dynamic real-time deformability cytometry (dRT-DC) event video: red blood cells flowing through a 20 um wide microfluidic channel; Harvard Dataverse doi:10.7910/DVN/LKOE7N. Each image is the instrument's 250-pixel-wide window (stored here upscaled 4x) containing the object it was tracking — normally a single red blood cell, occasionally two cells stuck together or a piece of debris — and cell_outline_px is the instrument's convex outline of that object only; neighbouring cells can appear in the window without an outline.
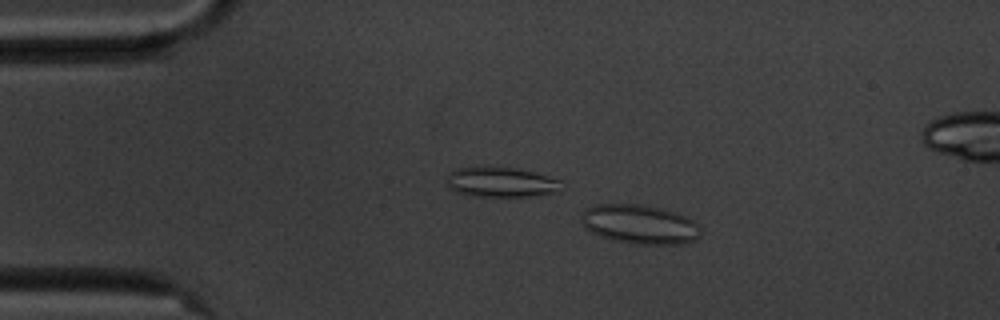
{"species": "common noctule bat (a hibernating species)", "species_latin": "Nyctalus noctula", "temperature_condition": "cold", "stored_images_in_passage": 55, "camera_frame_rate_fps": 3000, "um_per_image_px": 0.085, "animal": {"sex": "male", "body_mass_g": 20.1, "forearm_length_mm": 53.5}, "frame": {"image": 1, "passage_image": 8, "time_ms": 2.333, "image_size_px": [1000, 320], "cell_outline_px": [[700, 236], [692, 240], [680, 244], [636, 244], [612, 240], [588, 232], [584, 228], [580, 216], [584, 208], [592, 204], [640, 204], [660, 208], [676, 212], [692, 220], [700, 228]], "centroid_in_image_um": [54.29, 19.06], "position_along_channel_um": 30.7, "area_um2": 27.51}}
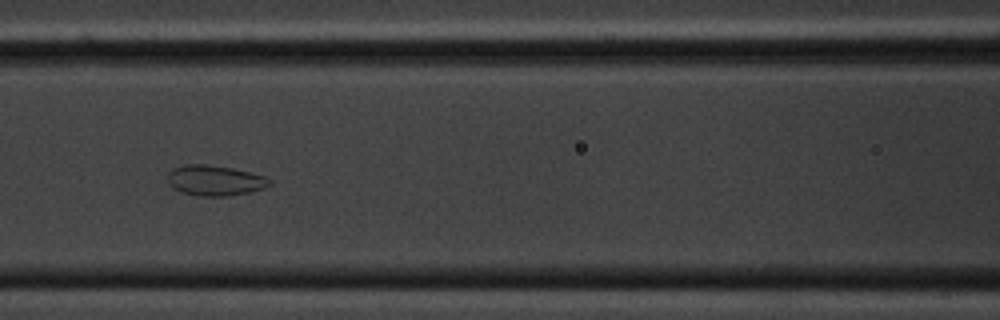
{"frame": {"image": 2, "passage_image": 22, "time_ms": 7.0, "image_size_px": [1000, 320], "cell_outline_px": [[272, 184], [264, 188], [248, 192], [228, 196], [200, 196], [180, 192], [172, 188], [168, 184], [168, 172], [172, 168], [184, 164], [208, 164], [232, 168], [264, 176], [272, 180]], "centroid_in_image_um": [18.23, 15.33], "position_along_channel_um": 148.4, "area_um2": 18.21}}
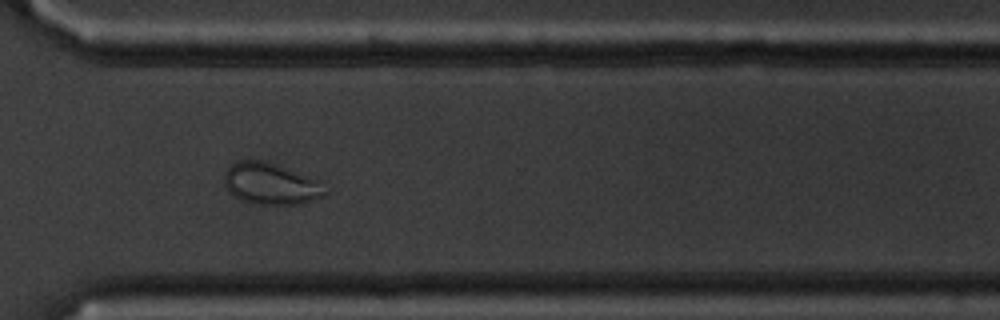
{"frame": {"image": 3, "passage_image": 39, "time_ms": 12.667, "image_size_px": [1000, 320], "cell_outline_px": [[328, 192], [324, 196], [300, 204], [260, 204], [244, 200], [236, 196], [224, 184], [224, 176], [228, 168], [232, 164], [240, 160], [260, 160], [316, 176], [324, 180]], "centroid_in_image_um": [23.15, 15.6], "position_along_channel_um": 347.4, "area_um2": 24.62}}